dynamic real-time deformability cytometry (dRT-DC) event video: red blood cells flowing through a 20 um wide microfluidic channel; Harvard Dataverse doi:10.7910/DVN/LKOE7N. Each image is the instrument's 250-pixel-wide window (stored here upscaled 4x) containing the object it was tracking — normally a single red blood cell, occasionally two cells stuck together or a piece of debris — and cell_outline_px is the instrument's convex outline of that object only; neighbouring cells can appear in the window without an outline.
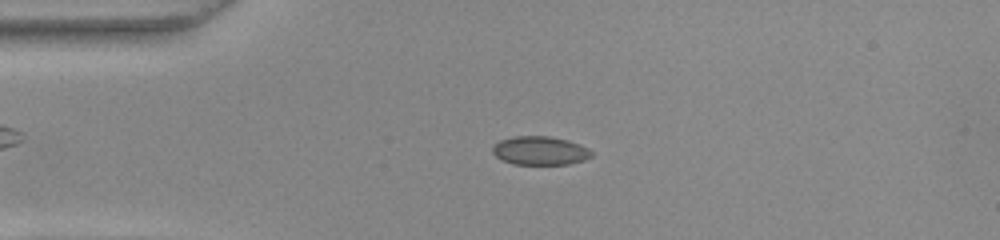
{"species": "common noctule bat (a hibernating species)", "species_latin": "Nyctalus noctula", "temperature_condition": "warm", "stored_images_in_passage": 38, "camera_frame_rate_fps": 3000, "um_per_image_px": 0.085, "animal": {"sex": "female", "body_mass_g": 22.0, "forearm_length_mm": 56.7}, "frame": {"image": 1, "passage_image": 5, "time_ms": 1.333, "image_size_px": [1000, 240], "cell_outline_px": [[592, 156], [584, 160], [568, 164], [512, 164], [500, 160], [492, 152], [492, 148], [500, 140], [516, 136], [548, 136], [568, 140], [580, 144], [588, 148], [592, 152]], "centroid_in_image_um": [45.9, 12.81], "position_along_channel_um": 39.1, "area_um2": 16.53}}
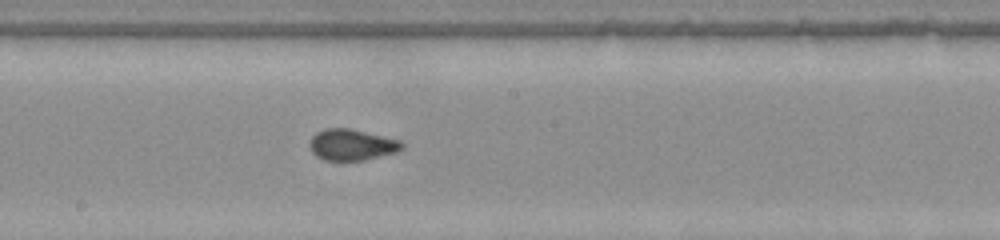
{"frame": {"image": 2, "passage_image": 21, "time_ms": 6.667, "image_size_px": [1000, 240], "cell_outline_px": [[404, 148], [396, 152], [364, 160], [324, 160], [316, 156], [312, 152], [308, 144], [312, 136], [316, 132], [324, 128], [348, 128], [400, 140], [404, 144]], "centroid_in_image_um": [29.87, 12.3], "position_along_channel_um": 218.3, "area_um2": 16.76}}
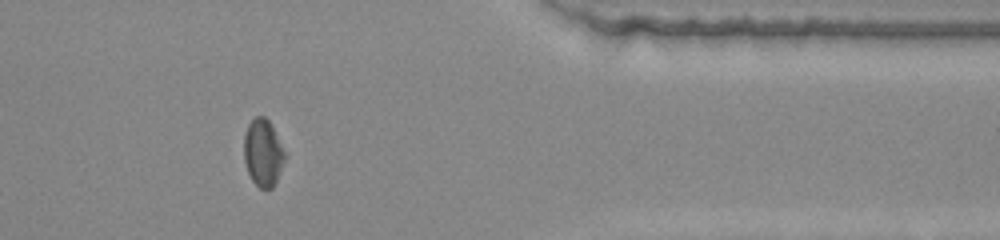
{"frame": {"image": 3, "passage_image": 36, "time_ms": 11.667, "image_size_px": [1000, 240], "cell_outline_px": [[288, 156], [272, 188], [260, 188], [252, 180], [248, 172], [244, 160], [244, 136], [248, 124], [256, 116], [264, 116], [272, 124]], "centroid_in_image_um": [22.39, 12.96], "position_along_channel_um": 389.0, "area_um2": 16.18}}